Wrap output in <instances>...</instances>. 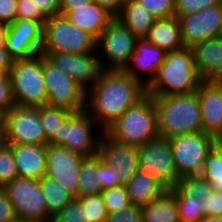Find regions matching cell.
<instances>
[{"mask_svg":"<svg viewBox=\"0 0 222 222\" xmlns=\"http://www.w3.org/2000/svg\"><path fill=\"white\" fill-rule=\"evenodd\" d=\"M46 19L32 0H17L16 20H33L43 26Z\"/></svg>","mask_w":222,"mask_h":222,"instance_id":"cell-39","label":"cell"},{"mask_svg":"<svg viewBox=\"0 0 222 222\" xmlns=\"http://www.w3.org/2000/svg\"><path fill=\"white\" fill-rule=\"evenodd\" d=\"M138 39L115 17L96 41L101 70H124L135 51Z\"/></svg>","mask_w":222,"mask_h":222,"instance_id":"cell-8","label":"cell"},{"mask_svg":"<svg viewBox=\"0 0 222 222\" xmlns=\"http://www.w3.org/2000/svg\"><path fill=\"white\" fill-rule=\"evenodd\" d=\"M9 77L16 105L30 107L46 105L42 53L31 58L14 60Z\"/></svg>","mask_w":222,"mask_h":222,"instance_id":"cell-6","label":"cell"},{"mask_svg":"<svg viewBox=\"0 0 222 222\" xmlns=\"http://www.w3.org/2000/svg\"><path fill=\"white\" fill-rule=\"evenodd\" d=\"M17 0H0V23L9 25L16 20Z\"/></svg>","mask_w":222,"mask_h":222,"instance_id":"cell-43","label":"cell"},{"mask_svg":"<svg viewBox=\"0 0 222 222\" xmlns=\"http://www.w3.org/2000/svg\"><path fill=\"white\" fill-rule=\"evenodd\" d=\"M38 181L47 204V212L51 218L75 198L61 184L50 177L44 175Z\"/></svg>","mask_w":222,"mask_h":222,"instance_id":"cell-30","label":"cell"},{"mask_svg":"<svg viewBox=\"0 0 222 222\" xmlns=\"http://www.w3.org/2000/svg\"><path fill=\"white\" fill-rule=\"evenodd\" d=\"M8 28L6 24L0 23V49L5 48Z\"/></svg>","mask_w":222,"mask_h":222,"instance_id":"cell-50","label":"cell"},{"mask_svg":"<svg viewBox=\"0 0 222 222\" xmlns=\"http://www.w3.org/2000/svg\"><path fill=\"white\" fill-rule=\"evenodd\" d=\"M6 113L0 109V130H5Z\"/></svg>","mask_w":222,"mask_h":222,"instance_id":"cell-51","label":"cell"},{"mask_svg":"<svg viewBox=\"0 0 222 222\" xmlns=\"http://www.w3.org/2000/svg\"><path fill=\"white\" fill-rule=\"evenodd\" d=\"M144 38L165 52H171L184 47L181 39L180 24L176 16L156 18L153 26Z\"/></svg>","mask_w":222,"mask_h":222,"instance_id":"cell-25","label":"cell"},{"mask_svg":"<svg viewBox=\"0 0 222 222\" xmlns=\"http://www.w3.org/2000/svg\"><path fill=\"white\" fill-rule=\"evenodd\" d=\"M203 132L217 138L222 133V83L203 80L196 91Z\"/></svg>","mask_w":222,"mask_h":222,"instance_id":"cell-20","label":"cell"},{"mask_svg":"<svg viewBox=\"0 0 222 222\" xmlns=\"http://www.w3.org/2000/svg\"><path fill=\"white\" fill-rule=\"evenodd\" d=\"M216 143L222 147V133L216 138Z\"/></svg>","mask_w":222,"mask_h":222,"instance_id":"cell-55","label":"cell"},{"mask_svg":"<svg viewBox=\"0 0 222 222\" xmlns=\"http://www.w3.org/2000/svg\"><path fill=\"white\" fill-rule=\"evenodd\" d=\"M101 196L108 214L118 212L131 204L124 185L103 190Z\"/></svg>","mask_w":222,"mask_h":222,"instance_id":"cell-34","label":"cell"},{"mask_svg":"<svg viewBox=\"0 0 222 222\" xmlns=\"http://www.w3.org/2000/svg\"><path fill=\"white\" fill-rule=\"evenodd\" d=\"M5 130H0V148L6 143L5 142Z\"/></svg>","mask_w":222,"mask_h":222,"instance_id":"cell-54","label":"cell"},{"mask_svg":"<svg viewBox=\"0 0 222 222\" xmlns=\"http://www.w3.org/2000/svg\"><path fill=\"white\" fill-rule=\"evenodd\" d=\"M13 58L9 55L6 48L0 49V67H4L8 72L13 65Z\"/></svg>","mask_w":222,"mask_h":222,"instance_id":"cell-49","label":"cell"},{"mask_svg":"<svg viewBox=\"0 0 222 222\" xmlns=\"http://www.w3.org/2000/svg\"><path fill=\"white\" fill-rule=\"evenodd\" d=\"M105 222H142V206L130 204L118 212L108 214Z\"/></svg>","mask_w":222,"mask_h":222,"instance_id":"cell-40","label":"cell"},{"mask_svg":"<svg viewBox=\"0 0 222 222\" xmlns=\"http://www.w3.org/2000/svg\"><path fill=\"white\" fill-rule=\"evenodd\" d=\"M96 125L98 126L86 109L72 112L47 144L60 145L83 157L96 155L104 132L99 126L96 128Z\"/></svg>","mask_w":222,"mask_h":222,"instance_id":"cell-5","label":"cell"},{"mask_svg":"<svg viewBox=\"0 0 222 222\" xmlns=\"http://www.w3.org/2000/svg\"><path fill=\"white\" fill-rule=\"evenodd\" d=\"M101 185L102 191L118 187L114 182L113 169L101 160Z\"/></svg>","mask_w":222,"mask_h":222,"instance_id":"cell-46","label":"cell"},{"mask_svg":"<svg viewBox=\"0 0 222 222\" xmlns=\"http://www.w3.org/2000/svg\"><path fill=\"white\" fill-rule=\"evenodd\" d=\"M2 189L12 203L17 220L35 222L52 219L37 179L17 176Z\"/></svg>","mask_w":222,"mask_h":222,"instance_id":"cell-11","label":"cell"},{"mask_svg":"<svg viewBox=\"0 0 222 222\" xmlns=\"http://www.w3.org/2000/svg\"><path fill=\"white\" fill-rule=\"evenodd\" d=\"M158 135L172 137L202 132L197 93L153 96Z\"/></svg>","mask_w":222,"mask_h":222,"instance_id":"cell-2","label":"cell"},{"mask_svg":"<svg viewBox=\"0 0 222 222\" xmlns=\"http://www.w3.org/2000/svg\"><path fill=\"white\" fill-rule=\"evenodd\" d=\"M131 204L143 206L161 196L167 189L152 176L139 170L124 184Z\"/></svg>","mask_w":222,"mask_h":222,"instance_id":"cell-27","label":"cell"},{"mask_svg":"<svg viewBox=\"0 0 222 222\" xmlns=\"http://www.w3.org/2000/svg\"><path fill=\"white\" fill-rule=\"evenodd\" d=\"M174 164L179 177L201 175L207 155L216 138L202 132L183 134L169 139Z\"/></svg>","mask_w":222,"mask_h":222,"instance_id":"cell-9","label":"cell"},{"mask_svg":"<svg viewBox=\"0 0 222 222\" xmlns=\"http://www.w3.org/2000/svg\"><path fill=\"white\" fill-rule=\"evenodd\" d=\"M63 15L73 25L90 34L96 41L107 25L115 18L94 1L80 7H74Z\"/></svg>","mask_w":222,"mask_h":222,"instance_id":"cell-24","label":"cell"},{"mask_svg":"<svg viewBox=\"0 0 222 222\" xmlns=\"http://www.w3.org/2000/svg\"><path fill=\"white\" fill-rule=\"evenodd\" d=\"M146 95V86L123 70H101L86 92V110L105 131Z\"/></svg>","mask_w":222,"mask_h":222,"instance_id":"cell-1","label":"cell"},{"mask_svg":"<svg viewBox=\"0 0 222 222\" xmlns=\"http://www.w3.org/2000/svg\"><path fill=\"white\" fill-rule=\"evenodd\" d=\"M97 51L96 40L63 14L48 17L43 25L41 52L81 54Z\"/></svg>","mask_w":222,"mask_h":222,"instance_id":"cell-7","label":"cell"},{"mask_svg":"<svg viewBox=\"0 0 222 222\" xmlns=\"http://www.w3.org/2000/svg\"><path fill=\"white\" fill-rule=\"evenodd\" d=\"M93 0H60V11L64 14L67 11L72 10L74 7H80L91 3Z\"/></svg>","mask_w":222,"mask_h":222,"instance_id":"cell-48","label":"cell"},{"mask_svg":"<svg viewBox=\"0 0 222 222\" xmlns=\"http://www.w3.org/2000/svg\"><path fill=\"white\" fill-rule=\"evenodd\" d=\"M204 222H222V216L205 217Z\"/></svg>","mask_w":222,"mask_h":222,"instance_id":"cell-52","label":"cell"},{"mask_svg":"<svg viewBox=\"0 0 222 222\" xmlns=\"http://www.w3.org/2000/svg\"><path fill=\"white\" fill-rule=\"evenodd\" d=\"M201 201L205 217L222 216V193L210 191Z\"/></svg>","mask_w":222,"mask_h":222,"instance_id":"cell-41","label":"cell"},{"mask_svg":"<svg viewBox=\"0 0 222 222\" xmlns=\"http://www.w3.org/2000/svg\"><path fill=\"white\" fill-rule=\"evenodd\" d=\"M78 197L100 194L101 185V158L98 154L83 157L78 176Z\"/></svg>","mask_w":222,"mask_h":222,"instance_id":"cell-29","label":"cell"},{"mask_svg":"<svg viewBox=\"0 0 222 222\" xmlns=\"http://www.w3.org/2000/svg\"><path fill=\"white\" fill-rule=\"evenodd\" d=\"M46 105L78 112L86 109V91L43 55Z\"/></svg>","mask_w":222,"mask_h":222,"instance_id":"cell-10","label":"cell"},{"mask_svg":"<svg viewBox=\"0 0 222 222\" xmlns=\"http://www.w3.org/2000/svg\"><path fill=\"white\" fill-rule=\"evenodd\" d=\"M84 208L85 215L90 222H105L108 212L103 202L101 193L77 198Z\"/></svg>","mask_w":222,"mask_h":222,"instance_id":"cell-33","label":"cell"},{"mask_svg":"<svg viewBox=\"0 0 222 222\" xmlns=\"http://www.w3.org/2000/svg\"><path fill=\"white\" fill-rule=\"evenodd\" d=\"M52 220L54 222H90L85 215L84 208L77 198H74Z\"/></svg>","mask_w":222,"mask_h":222,"instance_id":"cell-36","label":"cell"},{"mask_svg":"<svg viewBox=\"0 0 222 222\" xmlns=\"http://www.w3.org/2000/svg\"><path fill=\"white\" fill-rule=\"evenodd\" d=\"M95 3L105 8L114 17H116L122 8L123 3L126 0H93Z\"/></svg>","mask_w":222,"mask_h":222,"instance_id":"cell-47","label":"cell"},{"mask_svg":"<svg viewBox=\"0 0 222 222\" xmlns=\"http://www.w3.org/2000/svg\"><path fill=\"white\" fill-rule=\"evenodd\" d=\"M12 148L19 177L39 180L46 174L47 144H8Z\"/></svg>","mask_w":222,"mask_h":222,"instance_id":"cell-22","label":"cell"},{"mask_svg":"<svg viewBox=\"0 0 222 222\" xmlns=\"http://www.w3.org/2000/svg\"><path fill=\"white\" fill-rule=\"evenodd\" d=\"M16 220L12 203L6 192L0 188V222H14Z\"/></svg>","mask_w":222,"mask_h":222,"instance_id":"cell-44","label":"cell"},{"mask_svg":"<svg viewBox=\"0 0 222 222\" xmlns=\"http://www.w3.org/2000/svg\"><path fill=\"white\" fill-rule=\"evenodd\" d=\"M14 105L11 80L8 75L5 79L0 80V109L7 113Z\"/></svg>","mask_w":222,"mask_h":222,"instance_id":"cell-42","label":"cell"},{"mask_svg":"<svg viewBox=\"0 0 222 222\" xmlns=\"http://www.w3.org/2000/svg\"><path fill=\"white\" fill-rule=\"evenodd\" d=\"M41 13L46 17L60 15V0H32Z\"/></svg>","mask_w":222,"mask_h":222,"instance_id":"cell-45","label":"cell"},{"mask_svg":"<svg viewBox=\"0 0 222 222\" xmlns=\"http://www.w3.org/2000/svg\"><path fill=\"white\" fill-rule=\"evenodd\" d=\"M175 16H186L198 10L217 6L222 0H174Z\"/></svg>","mask_w":222,"mask_h":222,"instance_id":"cell-37","label":"cell"},{"mask_svg":"<svg viewBox=\"0 0 222 222\" xmlns=\"http://www.w3.org/2000/svg\"><path fill=\"white\" fill-rule=\"evenodd\" d=\"M116 18L138 38H144L156 17L135 0H126Z\"/></svg>","mask_w":222,"mask_h":222,"instance_id":"cell-26","label":"cell"},{"mask_svg":"<svg viewBox=\"0 0 222 222\" xmlns=\"http://www.w3.org/2000/svg\"><path fill=\"white\" fill-rule=\"evenodd\" d=\"M41 53L61 71L74 79L86 92L94 85L101 72L97 51L81 54Z\"/></svg>","mask_w":222,"mask_h":222,"instance_id":"cell-17","label":"cell"},{"mask_svg":"<svg viewBox=\"0 0 222 222\" xmlns=\"http://www.w3.org/2000/svg\"><path fill=\"white\" fill-rule=\"evenodd\" d=\"M6 50L13 60L31 58L41 53L43 26L33 20H15L7 25Z\"/></svg>","mask_w":222,"mask_h":222,"instance_id":"cell-19","label":"cell"},{"mask_svg":"<svg viewBox=\"0 0 222 222\" xmlns=\"http://www.w3.org/2000/svg\"><path fill=\"white\" fill-rule=\"evenodd\" d=\"M142 222H179L175 196L166 190L158 198L143 205Z\"/></svg>","mask_w":222,"mask_h":222,"instance_id":"cell-28","label":"cell"},{"mask_svg":"<svg viewBox=\"0 0 222 222\" xmlns=\"http://www.w3.org/2000/svg\"><path fill=\"white\" fill-rule=\"evenodd\" d=\"M195 68L203 80L222 78V36L206 39L192 48Z\"/></svg>","mask_w":222,"mask_h":222,"instance_id":"cell-23","label":"cell"},{"mask_svg":"<svg viewBox=\"0 0 222 222\" xmlns=\"http://www.w3.org/2000/svg\"><path fill=\"white\" fill-rule=\"evenodd\" d=\"M18 176L12 148L4 144L0 148V188Z\"/></svg>","mask_w":222,"mask_h":222,"instance_id":"cell-35","label":"cell"},{"mask_svg":"<svg viewBox=\"0 0 222 222\" xmlns=\"http://www.w3.org/2000/svg\"><path fill=\"white\" fill-rule=\"evenodd\" d=\"M202 81L195 68L192 49L183 47L166 52L155 78L146 86V94H190L198 90Z\"/></svg>","mask_w":222,"mask_h":222,"instance_id":"cell-3","label":"cell"},{"mask_svg":"<svg viewBox=\"0 0 222 222\" xmlns=\"http://www.w3.org/2000/svg\"><path fill=\"white\" fill-rule=\"evenodd\" d=\"M148 9L156 18L175 16L174 0H135Z\"/></svg>","mask_w":222,"mask_h":222,"instance_id":"cell-38","label":"cell"},{"mask_svg":"<svg viewBox=\"0 0 222 222\" xmlns=\"http://www.w3.org/2000/svg\"><path fill=\"white\" fill-rule=\"evenodd\" d=\"M71 113L67 109L55 106L43 105L40 107V121L48 140L58 131L60 125Z\"/></svg>","mask_w":222,"mask_h":222,"instance_id":"cell-32","label":"cell"},{"mask_svg":"<svg viewBox=\"0 0 222 222\" xmlns=\"http://www.w3.org/2000/svg\"><path fill=\"white\" fill-rule=\"evenodd\" d=\"M6 144L48 143L40 121V107L14 105L7 113L5 120Z\"/></svg>","mask_w":222,"mask_h":222,"instance_id":"cell-13","label":"cell"},{"mask_svg":"<svg viewBox=\"0 0 222 222\" xmlns=\"http://www.w3.org/2000/svg\"><path fill=\"white\" fill-rule=\"evenodd\" d=\"M8 75L9 72L4 67H0V80L5 79Z\"/></svg>","mask_w":222,"mask_h":222,"instance_id":"cell-53","label":"cell"},{"mask_svg":"<svg viewBox=\"0 0 222 222\" xmlns=\"http://www.w3.org/2000/svg\"><path fill=\"white\" fill-rule=\"evenodd\" d=\"M83 156L60 145L47 144L45 176L57 181L78 198V176Z\"/></svg>","mask_w":222,"mask_h":222,"instance_id":"cell-18","label":"cell"},{"mask_svg":"<svg viewBox=\"0 0 222 222\" xmlns=\"http://www.w3.org/2000/svg\"><path fill=\"white\" fill-rule=\"evenodd\" d=\"M35 222H54L52 219L45 220V221H35Z\"/></svg>","mask_w":222,"mask_h":222,"instance_id":"cell-56","label":"cell"},{"mask_svg":"<svg viewBox=\"0 0 222 222\" xmlns=\"http://www.w3.org/2000/svg\"><path fill=\"white\" fill-rule=\"evenodd\" d=\"M201 176L208 181L211 191L222 193V147L217 143L205 159Z\"/></svg>","mask_w":222,"mask_h":222,"instance_id":"cell-31","label":"cell"},{"mask_svg":"<svg viewBox=\"0 0 222 222\" xmlns=\"http://www.w3.org/2000/svg\"><path fill=\"white\" fill-rule=\"evenodd\" d=\"M169 191L175 196L179 222L203 221V201L211 191L209 183L201 175L180 177Z\"/></svg>","mask_w":222,"mask_h":222,"instance_id":"cell-14","label":"cell"},{"mask_svg":"<svg viewBox=\"0 0 222 222\" xmlns=\"http://www.w3.org/2000/svg\"><path fill=\"white\" fill-rule=\"evenodd\" d=\"M117 142L140 146L158 136L153 96L146 94L104 131Z\"/></svg>","mask_w":222,"mask_h":222,"instance_id":"cell-4","label":"cell"},{"mask_svg":"<svg viewBox=\"0 0 222 222\" xmlns=\"http://www.w3.org/2000/svg\"><path fill=\"white\" fill-rule=\"evenodd\" d=\"M184 47L192 48L206 39L222 36V3L186 16H176Z\"/></svg>","mask_w":222,"mask_h":222,"instance_id":"cell-15","label":"cell"},{"mask_svg":"<svg viewBox=\"0 0 222 222\" xmlns=\"http://www.w3.org/2000/svg\"><path fill=\"white\" fill-rule=\"evenodd\" d=\"M165 55L166 52L160 47L151 44L145 38H139L135 44V51L123 71L147 86L155 78ZM146 73L147 76L149 74L148 77L145 76ZM143 74L145 78L142 77Z\"/></svg>","mask_w":222,"mask_h":222,"instance_id":"cell-21","label":"cell"},{"mask_svg":"<svg viewBox=\"0 0 222 222\" xmlns=\"http://www.w3.org/2000/svg\"><path fill=\"white\" fill-rule=\"evenodd\" d=\"M137 150L139 170L152 176L167 190L172 189L180 177L176 171L169 139L158 135L138 146Z\"/></svg>","mask_w":222,"mask_h":222,"instance_id":"cell-12","label":"cell"},{"mask_svg":"<svg viewBox=\"0 0 222 222\" xmlns=\"http://www.w3.org/2000/svg\"><path fill=\"white\" fill-rule=\"evenodd\" d=\"M98 155L113 169L117 186L127 183L139 171L137 147L117 142L105 132L100 139Z\"/></svg>","mask_w":222,"mask_h":222,"instance_id":"cell-16","label":"cell"}]
</instances>
